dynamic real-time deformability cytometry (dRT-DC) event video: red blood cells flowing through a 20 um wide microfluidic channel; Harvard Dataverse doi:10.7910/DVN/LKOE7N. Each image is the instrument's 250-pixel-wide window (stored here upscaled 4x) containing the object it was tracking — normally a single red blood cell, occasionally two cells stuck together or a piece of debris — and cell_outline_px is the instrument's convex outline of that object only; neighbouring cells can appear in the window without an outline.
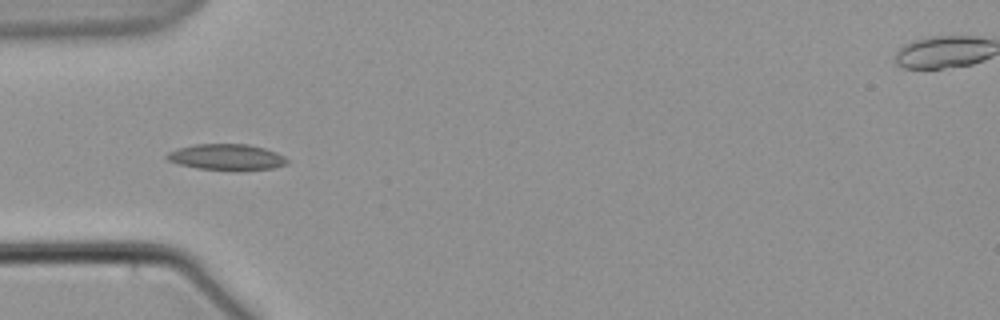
{"species": "common noctule bat (a hibernating species)", "species_latin": "Nyctalus noctula", "temperature_condition": "warm", "stored_images_in_passage": 6, "camera_frame_rate_fps": 3000, "um_per_image_px": 0.085, "animal": {"sex": "male", "body_mass_g": 21.5, "forearm_length_mm": 52.0}, "frame": {"image": 1, "passage_image": 5, "time_ms": 5.0, "image_size_px": [1000, 320], "cell_outline_px": [[288, 164], [272, 168], [196, 168], [176, 164], [168, 160], [164, 156], [168, 152], [180, 148], [196, 144], [248, 144], [264, 148], [276, 152], [284, 156], [288, 160]], "centroid_in_image_um": [19.23, 13.32], "position_along_channel_um": 65.8, "area_um2": 17.57}}
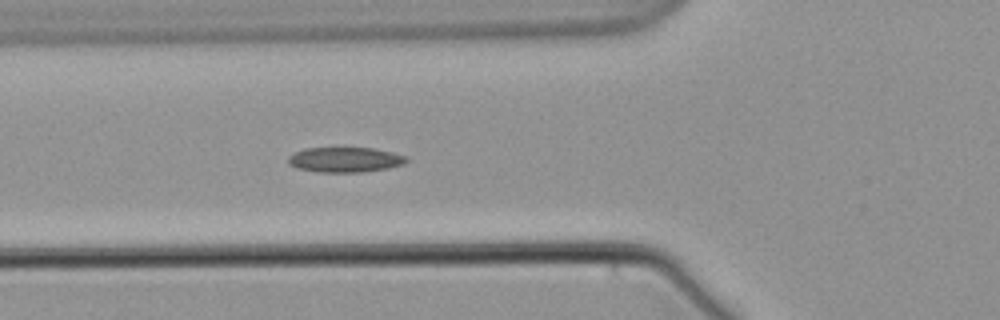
{"frame": {"image": 2, "passage_image": 6, "time_ms": 6.0, "image_size_px": [1000, 320], "cell_outline_px": [[408, 160], [404, 164], [388, 168], [364, 172], [320, 172], [296, 168], [288, 164], [288, 156], [304, 148], [372, 148], [392, 152], [408, 156]], "centroid_in_image_um": [29.34, 13.58], "position_along_channel_um": 96.5, "area_um2": 17.34}}